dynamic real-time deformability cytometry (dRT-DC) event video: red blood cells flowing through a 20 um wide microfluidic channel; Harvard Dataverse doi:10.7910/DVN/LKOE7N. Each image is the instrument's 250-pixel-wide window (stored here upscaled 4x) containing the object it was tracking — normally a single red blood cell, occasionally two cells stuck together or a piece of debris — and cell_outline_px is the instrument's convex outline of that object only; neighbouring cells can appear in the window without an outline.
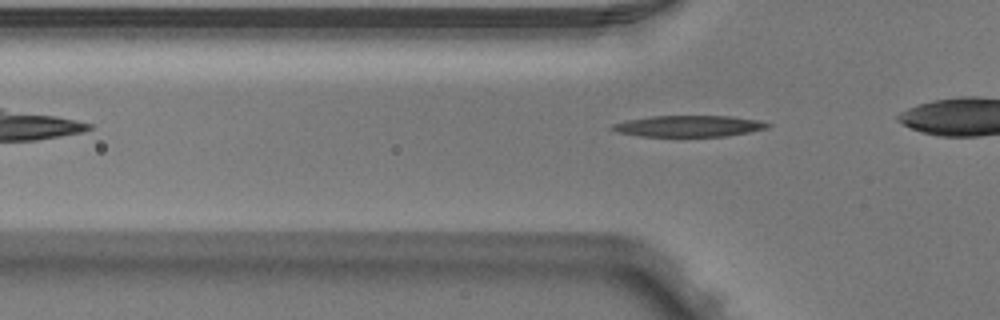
{"species": "Egyptian fruit bat (a non-hibernating species)", "species_latin": "Rousettus aegyptiacus", "temperature_condition": "warm", "stored_images_in_passage": 2, "camera_frame_rate_fps": 3000, "um_per_image_px": 0.085, "animal": {"sex": "male"}, "frame": {"image": 1, "passage_image": 2, "time_ms": 0.333, "image_size_px": [1000, 320], "cell_outline_px": [[772, 124], [768, 128], [748, 132], [724, 136], [640, 136], [616, 132], [608, 128], [612, 124], [628, 120], [652, 116], [732, 116], [760, 120]], "centroid_in_image_um": [58.55, 10.71], "position_along_channel_um": 67.3, "area_um2": 19.25}}